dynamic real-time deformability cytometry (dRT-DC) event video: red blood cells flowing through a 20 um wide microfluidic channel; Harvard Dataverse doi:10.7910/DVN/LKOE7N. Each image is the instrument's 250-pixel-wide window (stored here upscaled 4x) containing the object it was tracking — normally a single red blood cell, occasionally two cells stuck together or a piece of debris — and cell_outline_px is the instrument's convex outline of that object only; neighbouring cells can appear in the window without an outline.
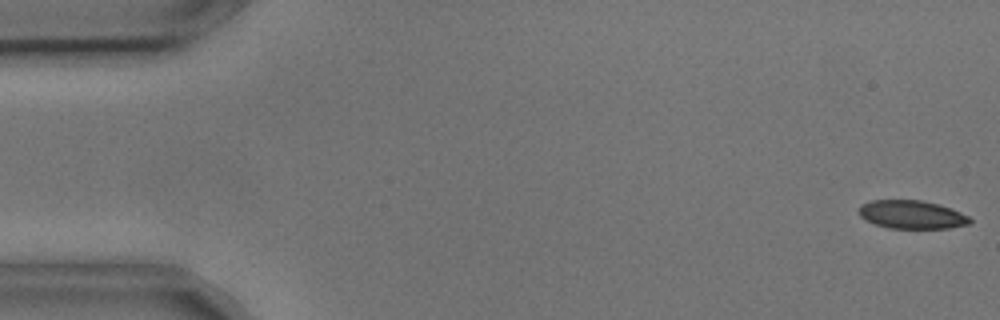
{"species": "common noctule bat (a hibernating species)", "species_latin": "Nyctalus noctula", "temperature_condition": "cold", "stored_images_in_passage": 55, "camera_frame_rate_fps": 3000, "um_per_image_px": 0.085, "animal": {"sex": "male", "body_mass_g": 17.9, "forearm_length_mm": 54.2}, "frame": {"image": 1, "passage_image": 1, "time_ms": 0.0, "image_size_px": [1000, 320], "cell_outline_px": [[972, 220], [968, 224], [948, 228], [888, 228], [864, 220], [860, 216], [860, 204], [872, 200], [920, 200], [940, 204], [960, 212], [968, 216]], "centroid_in_image_um": [77.48, 18.23], "position_along_channel_um": 7.5, "area_um2": 18.26}}
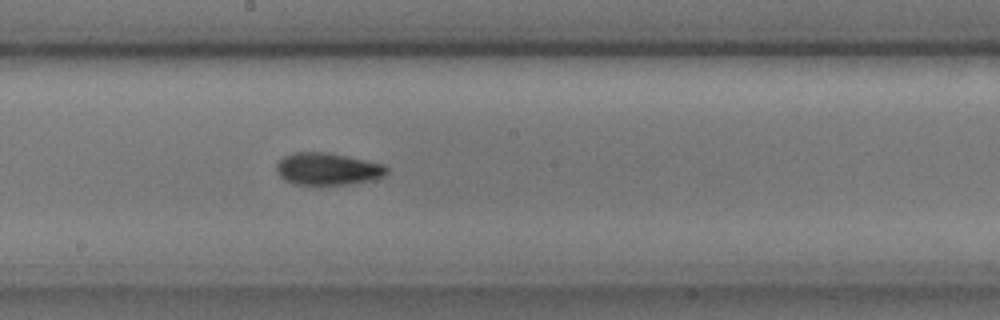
{"frame": {"image": 2, "passage_image": 29, "time_ms": 9.333, "image_size_px": [1000, 320], "cell_outline_px": [[388, 172], [384, 176], [376, 180], [320, 188], [292, 184], [284, 180], [276, 172], [276, 164], [284, 156], [292, 152], [324, 152], [384, 164], [388, 168]], "centroid_in_image_um": [27.82, 14.42], "position_along_channel_um": 220.4, "area_um2": 21.5}}
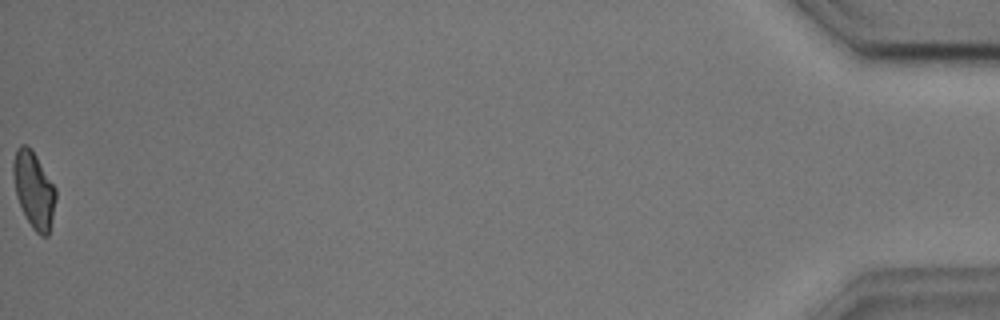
{"frame": {"image": 3, "passage_image": 55, "time_ms": 18.0, "image_size_px": [1000, 320], "cell_outline_px": [[56, 200], [48, 236], [40, 236], [32, 228], [16, 196], [12, 172], [12, 164], [16, 148], [20, 144], [28, 144], [32, 148], [56, 188]], "centroid_in_image_um": [2.87, 16.08], "position_along_channel_um": 432.3, "area_um2": 19.07}, "authors_computed_cell_mechanics": {"area_um2": 19.7098, "velocity_mm_per_s": 3.6211, "shape_relaxation_time_tau1_ms": 3.376, "shape_relaxation_time_tau2_ms": 2.2514, "deformation_change_tau1": 0.1129, "deformation_change_tau2": 0.0757}}